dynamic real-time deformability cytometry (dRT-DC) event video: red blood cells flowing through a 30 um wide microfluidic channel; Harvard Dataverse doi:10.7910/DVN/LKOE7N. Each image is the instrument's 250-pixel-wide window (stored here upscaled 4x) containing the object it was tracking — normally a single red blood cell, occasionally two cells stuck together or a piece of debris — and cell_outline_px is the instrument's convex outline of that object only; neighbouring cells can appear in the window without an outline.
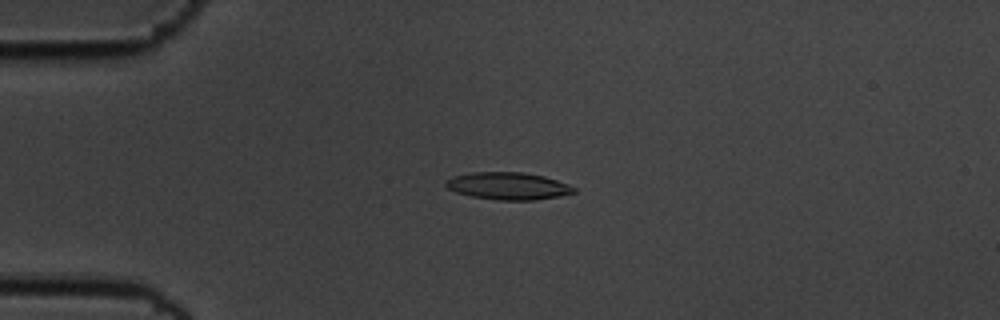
{"species": "common noctule bat (a hibernating species)", "species_latin": "Nyctalus noctula", "temperature_condition": "cold", "stored_images_in_passage": 56, "camera_frame_rate_fps": 3000, "um_per_image_px": 0.085, "animal": {"sex": "male", "body_mass_g": 19.5, "forearm_length_mm": 54.6}, "frame": {"image": 1, "passage_image": 14, "time_ms": 4.333, "image_size_px": [1000, 320], "cell_outline_px": [[576, 192], [556, 196], [532, 200], [496, 200], [472, 196], [456, 192], [448, 188], [444, 184], [444, 180], [452, 176], [472, 172], [524, 172], [544, 176], [568, 184], [576, 188]], "centroid_in_image_um": [43.15, 15.79], "position_along_channel_um": 41.9, "area_um2": 20.35}}
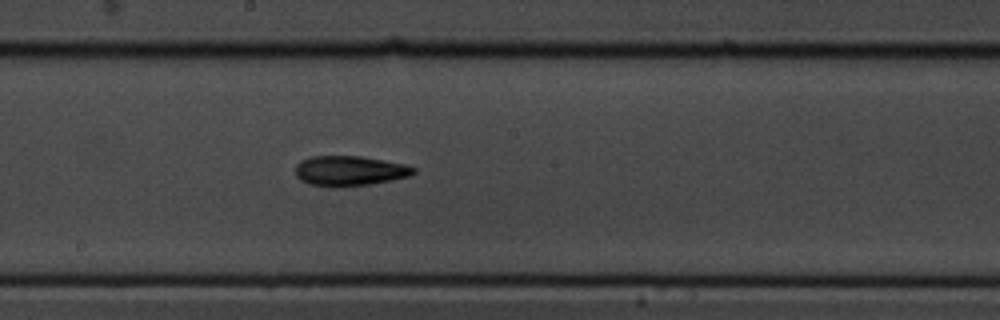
{"frame": {"image": 2, "passage_image": 31, "time_ms": 10.0, "image_size_px": [1000, 320], "cell_outline_px": [[416, 172], [408, 176], [392, 180], [368, 184], [340, 188], [332, 188], [308, 184], [300, 180], [296, 176], [296, 164], [300, 160], [312, 156], [360, 156], [408, 164], [416, 168]], "centroid_in_image_um": [29.7, 14.53], "position_along_channel_um": 218.5, "area_um2": 21.04}}
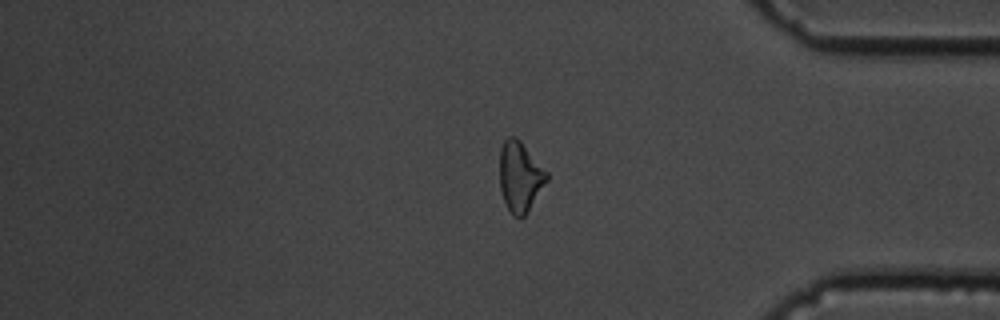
{"frame": {"image": 3, "passage_image": 47, "time_ms": 15.333, "image_size_px": [1000, 320], "cell_outline_px": [[548, 180], [524, 216], [520, 220], [512, 216], [504, 200], [500, 188], [500, 148], [504, 140], [508, 136], [516, 136], [520, 140], [548, 172]], "centroid_in_image_um": [44.2, 15.01], "position_along_channel_um": 391.0, "area_um2": 19.31}, "authors_computed_cell_mechanics": {"area_um2": 19.6231, "velocity_mm_per_s": 3.5895, "shape_relaxation_time_tau1_ms": 7.5677, "shape_relaxation_time_tau2_ms": null, "deformation_change_tau1": 0.2058, "deformation_change_tau2": null}}